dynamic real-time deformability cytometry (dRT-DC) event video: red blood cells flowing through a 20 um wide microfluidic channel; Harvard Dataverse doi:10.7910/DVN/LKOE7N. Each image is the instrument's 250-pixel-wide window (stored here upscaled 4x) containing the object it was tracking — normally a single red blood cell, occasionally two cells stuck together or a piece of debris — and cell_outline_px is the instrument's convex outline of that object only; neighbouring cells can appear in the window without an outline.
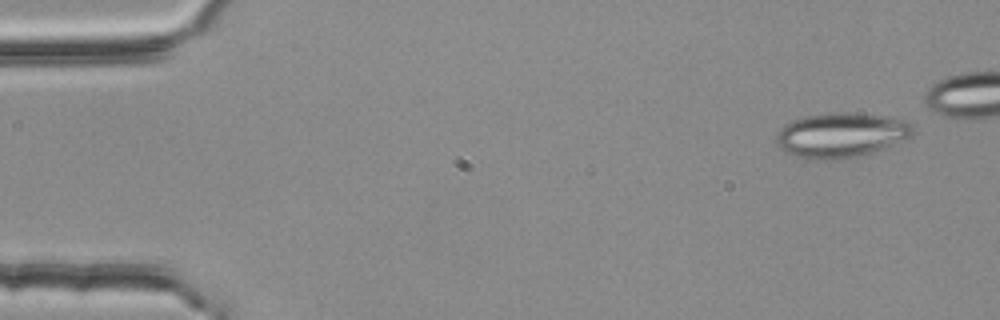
{"species": "common noctule bat (a hibernating species)", "species_latin": "Nyctalus noctula", "temperature_condition": "room temperature", "stored_images_in_passage": 5, "camera_frame_rate_fps": 3000, "um_per_image_px": 0.085, "animal": {"sex": "female", "body_mass_g": 25.1}, "frame": {"image": 1, "passage_image": 1, "time_ms": 0.0, "image_size_px": [1000, 320], "cell_outline_px": [[912, 136], [904, 140], [872, 152], [860, 156], [844, 160], [816, 160], [796, 156], [780, 148], [776, 144], [776, 136], [784, 124], [792, 120], [808, 116], [832, 112], [852, 112], [884, 116], [904, 120], [912, 124]], "centroid_in_image_um": [71.48, 11.49], "position_along_channel_um": 13.5, "area_um2": 35.72}}